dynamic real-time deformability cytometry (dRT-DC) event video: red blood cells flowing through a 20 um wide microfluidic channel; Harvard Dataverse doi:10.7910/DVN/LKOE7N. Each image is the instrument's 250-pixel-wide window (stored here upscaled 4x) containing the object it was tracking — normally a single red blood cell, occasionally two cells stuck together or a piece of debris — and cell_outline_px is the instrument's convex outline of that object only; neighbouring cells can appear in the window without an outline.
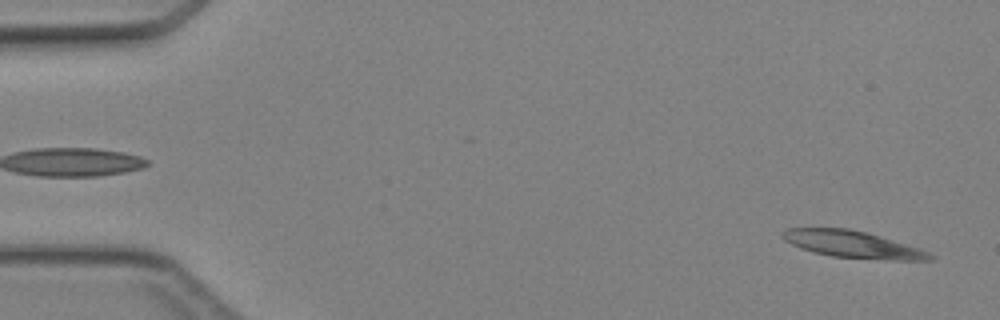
{"species": "Egyptian fruit bat (a non-hibernating species)", "species_latin": "Rousettus aegyptiacus", "temperature_condition": "cold", "stored_images_in_passage": 44, "camera_frame_rate_fps": 3000, "um_per_image_px": 0.085, "animal": {"sex": "female"}, "frame": {"image": 1, "passage_image": 1, "time_ms": 0.0, "image_size_px": [1000, 320], "cell_outline_px": [[936, 260], [892, 260], [832, 256], [812, 252], [800, 248], [784, 240], [780, 236], [780, 232], [788, 228], [848, 228], [880, 236], [928, 252], [936, 256]], "centroid_in_image_um": [72.42, 20.77], "position_along_channel_um": 12.6, "area_um2": 22.89}}
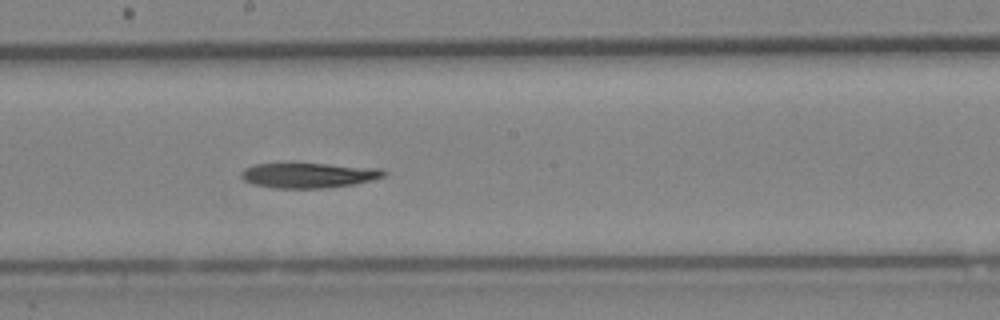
{"frame": {"image": 2, "passage_image": 24, "time_ms": 7.667, "image_size_px": [1000, 320], "cell_outline_px": [[388, 172], [384, 176], [372, 180], [356, 184], [324, 188], [276, 188], [252, 184], [244, 180], [240, 176], [240, 172], [244, 168], [256, 164], [328, 164], [380, 168]], "centroid_in_image_um": [26.24, 14.91], "position_along_channel_um": 222.0, "area_um2": 20.81}}
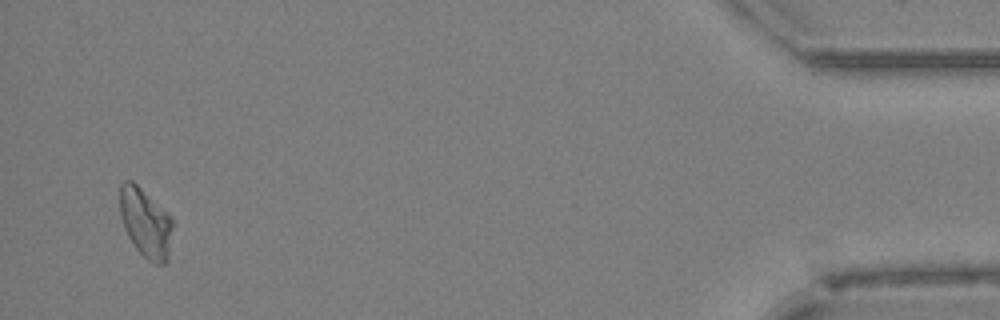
{"frame": {"image": 3, "passage_image": 43, "time_ms": 14.0, "image_size_px": [1000, 320], "cell_outline_px": [[172, 224], [168, 260], [164, 264], [156, 264], [148, 260], [136, 248], [128, 236], [124, 228], [120, 216], [120, 184], [124, 180], [132, 180], [172, 216]], "centroid_in_image_um": [12.37, 18.92], "position_along_channel_um": 422.8, "area_um2": 21.21}}